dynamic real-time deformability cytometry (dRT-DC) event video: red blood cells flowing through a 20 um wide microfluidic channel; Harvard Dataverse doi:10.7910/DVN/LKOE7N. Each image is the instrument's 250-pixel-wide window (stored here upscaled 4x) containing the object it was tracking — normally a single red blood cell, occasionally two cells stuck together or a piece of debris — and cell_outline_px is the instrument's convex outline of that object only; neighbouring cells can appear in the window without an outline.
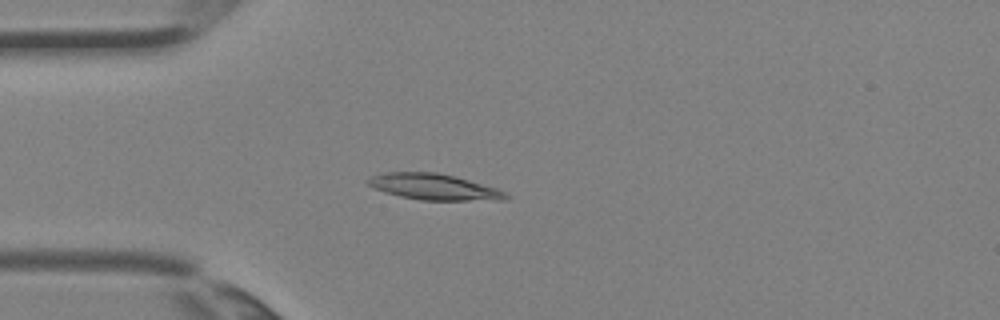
{"species": "Egyptian fruit bat (a non-hibernating species)", "species_latin": "Rousettus aegyptiacus", "temperature_condition": "room temperature", "stored_images_in_passage": 2, "camera_frame_rate_fps": 3000, "um_per_image_px": 0.085, "animal": {"sex": "female"}, "frame": {"image": 1, "passage_image": 2, "time_ms": 0.333, "image_size_px": [1000, 320], "cell_outline_px": [[512, 196], [504, 200], [420, 200], [400, 196], [384, 192], [368, 184], [364, 180], [372, 176], [384, 172], [436, 172], [456, 176], [496, 188]], "centroid_in_image_um": [36.88, 15.88], "position_along_channel_um": 48.1, "area_um2": 20.92}}